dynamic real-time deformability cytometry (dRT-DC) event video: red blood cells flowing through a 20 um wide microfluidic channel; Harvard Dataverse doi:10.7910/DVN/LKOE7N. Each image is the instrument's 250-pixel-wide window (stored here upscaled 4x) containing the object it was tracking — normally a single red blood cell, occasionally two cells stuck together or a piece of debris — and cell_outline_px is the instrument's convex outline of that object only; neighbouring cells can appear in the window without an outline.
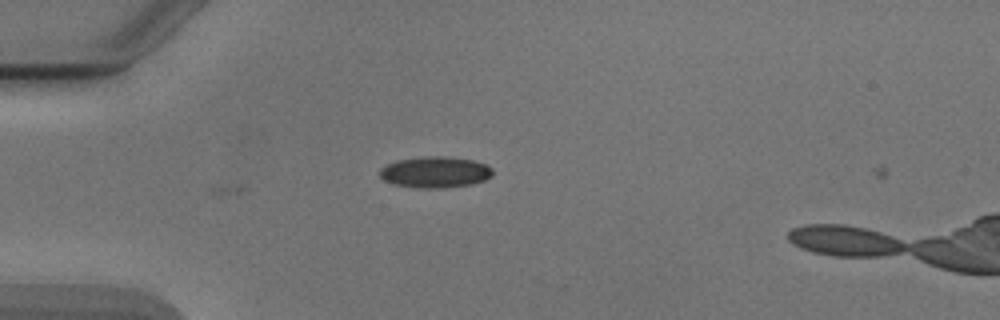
{"species": "Egyptian fruit bat (a non-hibernating species)", "species_latin": "Rousettus aegyptiacus", "temperature_condition": "cold", "stored_images_in_passage": 2, "camera_frame_rate_fps": 3000, "um_per_image_px": 0.085, "animal": {"sex": "male"}, "frame": {"image": 1, "passage_image": 1, "time_ms": 0.0, "image_size_px": [1000, 320], "cell_outline_px": [[492, 176], [484, 180], [472, 184], [444, 188], [416, 188], [392, 184], [384, 180], [380, 176], [380, 168], [396, 160], [424, 156], [444, 156], [472, 160], [484, 164], [492, 168]], "centroid_in_image_um": [36.96, 14.64], "position_along_channel_um": 48.0, "area_um2": 20.58}}